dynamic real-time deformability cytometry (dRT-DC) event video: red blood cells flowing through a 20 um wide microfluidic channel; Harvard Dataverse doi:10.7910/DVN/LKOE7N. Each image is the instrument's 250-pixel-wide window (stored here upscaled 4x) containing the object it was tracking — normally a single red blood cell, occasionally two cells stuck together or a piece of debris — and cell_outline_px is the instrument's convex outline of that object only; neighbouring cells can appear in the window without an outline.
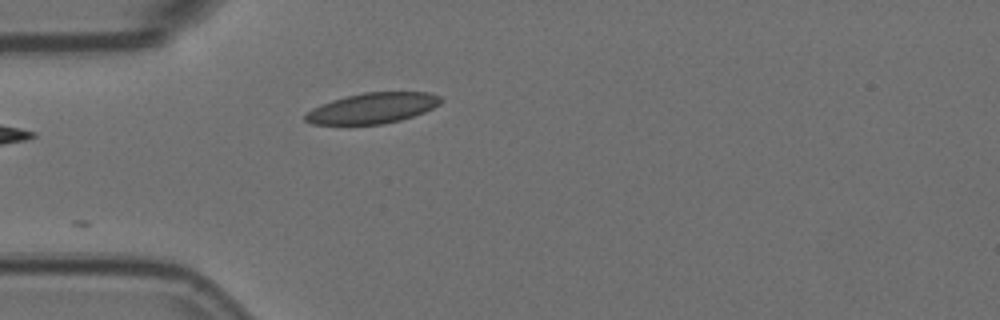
{"species": "Egyptian fruit bat (a non-hibernating species)", "species_latin": "Rousettus aegyptiacus", "temperature_condition": "room temperature", "stored_images_in_passage": 4, "camera_frame_rate_fps": 3000, "um_per_image_px": 0.085, "animal": {"sex": "female"}, "frame": {"image": 1, "passage_image": 4, "time_ms": 1.0, "image_size_px": [1000, 320], "cell_outline_px": [[444, 100], [440, 104], [424, 112], [400, 120], [380, 124], [312, 124], [304, 120], [304, 116], [312, 108], [320, 104], [332, 100], [364, 92], [428, 92], [440, 96]], "centroid_in_image_um": [31.67, 9.18], "position_along_channel_um": 53.3, "area_um2": 23.99}}